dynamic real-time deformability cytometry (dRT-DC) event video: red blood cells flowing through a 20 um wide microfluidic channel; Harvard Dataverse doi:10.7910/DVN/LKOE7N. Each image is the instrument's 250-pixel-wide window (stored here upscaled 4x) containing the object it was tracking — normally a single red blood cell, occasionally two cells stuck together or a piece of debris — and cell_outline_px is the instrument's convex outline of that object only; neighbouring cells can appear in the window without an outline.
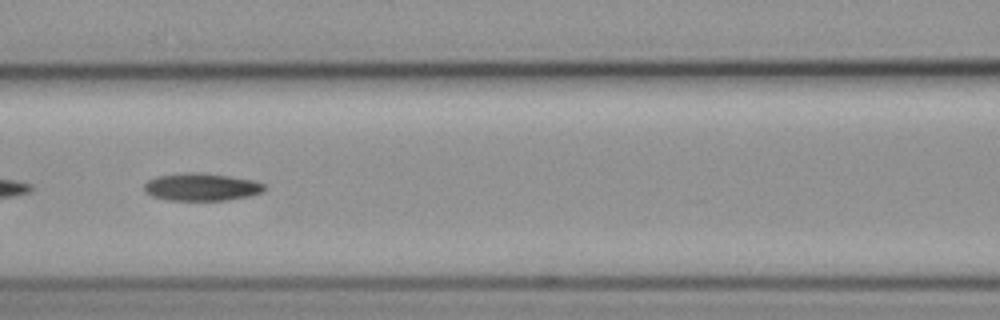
{"species": "common noctule bat (a hibernating species)", "species_latin": "Nyctalus noctula", "temperature_condition": "cold", "stored_images_in_passage": 57, "camera_frame_rate_fps": 3000, "um_per_image_px": 0.085, "animal": {"sex": "female", "body_mass_g": 19.3, "forearm_length_mm": 54.1}, "frame": {"image": 1, "passage_image": 25, "time_ms": 8.0, "image_size_px": [1000, 320], "cell_outline_px": [[264, 192], [248, 196], [228, 200], [168, 200], [152, 196], [144, 188], [144, 184], [148, 180], [156, 176], [188, 172], [200, 172], [228, 176], [252, 180], [264, 184]], "centroid_in_image_um": [17.12, 15.89], "position_along_channel_um": 149.5, "area_um2": 19.19}}
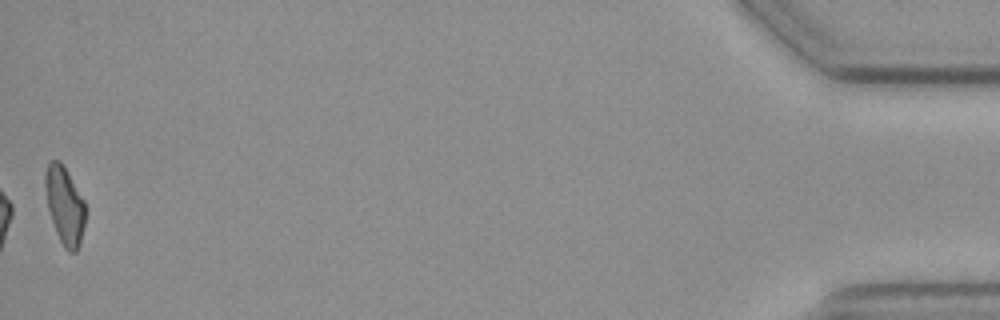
{"frame": {"image": 2, "passage_image": 57, "time_ms": 18.667, "image_size_px": [1000, 320], "cell_outline_px": [[84, 224], [80, 244], [76, 252], [68, 252], [64, 248], [56, 232], [48, 208], [44, 184], [44, 172], [48, 164], [52, 160], [60, 160], [68, 172], [84, 200]], "centroid_in_image_um": [5.48, 17.45], "position_along_channel_um": 429.7, "area_um2": 18.09}}